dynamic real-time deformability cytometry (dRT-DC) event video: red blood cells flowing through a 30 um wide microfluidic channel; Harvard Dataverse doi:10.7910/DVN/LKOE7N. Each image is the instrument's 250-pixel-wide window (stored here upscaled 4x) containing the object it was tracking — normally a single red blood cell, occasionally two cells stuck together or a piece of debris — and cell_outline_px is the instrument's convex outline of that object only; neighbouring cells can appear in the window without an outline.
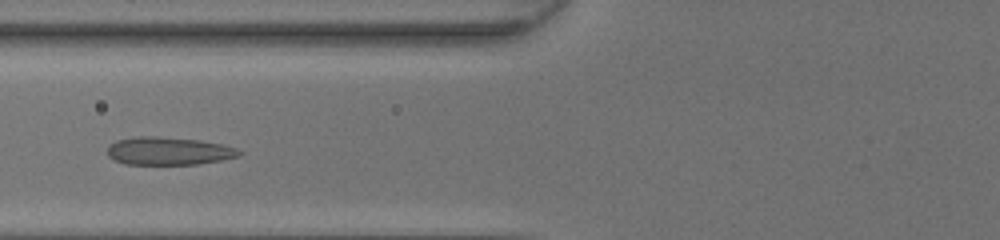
{"species": "common noctule bat (a hibernating species)", "species_latin": "Nyctalus noctula", "temperature_condition": "room temperature", "stored_images_in_passage": 42, "camera_frame_rate_fps": 3000, "um_per_image_px": 0.085, "animal": {"sex": "female", "body_mass_g": 20.0, "forearm_length_mm": 54.0}, "frame": {"image": 1, "passage_image": 14, "time_ms": 4.333, "image_size_px": [1000, 240], "cell_outline_px": [[244, 152], [240, 156], [220, 160], [196, 164], [124, 164], [108, 156], [108, 144], [116, 140], [136, 136], [156, 136], [200, 140], [220, 144], [236, 148]], "centroid_in_image_um": [14.32, 12.83], "position_along_channel_um": 111.5, "area_um2": 21.44}}
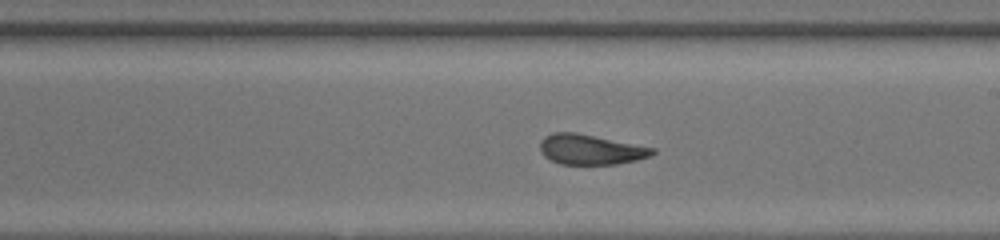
{"frame": {"image": 2, "passage_image": 23, "time_ms": 7.333, "image_size_px": [1000, 240], "cell_outline_px": [[656, 152], [652, 156], [636, 160], [616, 164], [560, 164], [544, 156], [540, 152], [540, 140], [544, 136], [552, 132], [576, 132], [656, 148]], "centroid_in_image_um": [50.2, 12.7], "position_along_channel_um": 238.8, "area_um2": 19.88}}
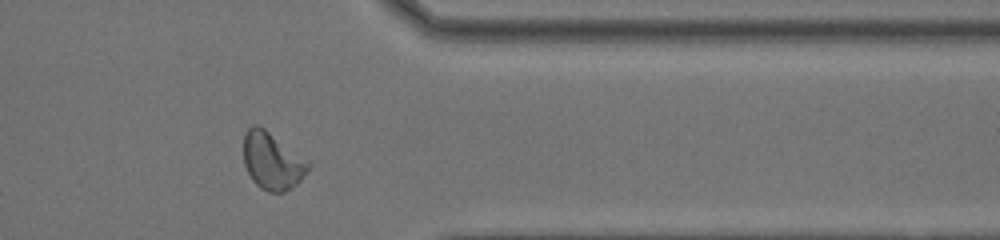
{"frame": {"image": 3, "passage_image": 34, "time_ms": 11.0, "image_size_px": [1000, 240], "cell_outline_px": [[312, 164], [300, 180], [296, 184], [284, 192], [268, 192], [260, 188], [252, 180], [244, 164], [244, 132], [252, 124], [256, 124], [264, 128], [312, 160]], "centroid_in_image_um": [23.18, 13.65], "position_along_channel_um": 388.2, "area_um2": 22.02}, "authors_computed_cell_mechanics": {"area_um2": 21.386, "velocity_mm_per_s": 4.2457, "shape_relaxation_time_tau1_ms": null, "shape_relaxation_time_tau2_ms": 1.0521, "deformation_change_tau1": null, "deformation_change_tau2": 0.0656}}